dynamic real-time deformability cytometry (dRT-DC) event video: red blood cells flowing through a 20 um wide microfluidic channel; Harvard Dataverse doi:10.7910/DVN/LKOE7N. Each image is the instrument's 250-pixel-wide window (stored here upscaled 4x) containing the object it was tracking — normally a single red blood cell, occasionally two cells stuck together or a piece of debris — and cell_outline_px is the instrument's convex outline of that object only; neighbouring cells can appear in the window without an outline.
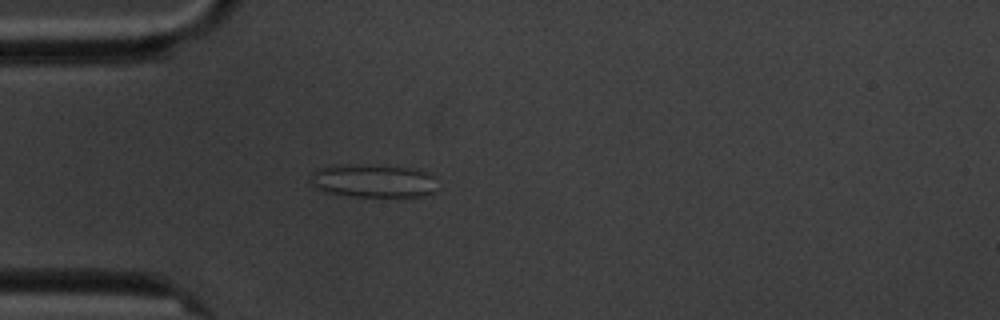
{"species": "common noctule bat (a hibernating species)", "species_latin": "Nyctalus noctula", "temperature_condition": "cold", "stored_images_in_passage": 2, "camera_frame_rate_fps": 3000, "um_per_image_px": 0.085, "animal": {"sex": "male", "body_mass_g": 20.1, "forearm_length_mm": 53.5}, "frame": {"image": 1, "passage_image": 2, "time_ms": 1.333, "image_size_px": [1000, 320], "cell_outline_px": [[432, 192], [424, 196], [352, 196], [324, 192], [316, 188], [308, 180], [312, 172], [320, 168], [336, 164], [356, 164], [416, 168], [432, 172]], "centroid_in_image_um": [31.64, 15.35], "position_along_channel_um": 53.4, "area_um2": 24.62}}